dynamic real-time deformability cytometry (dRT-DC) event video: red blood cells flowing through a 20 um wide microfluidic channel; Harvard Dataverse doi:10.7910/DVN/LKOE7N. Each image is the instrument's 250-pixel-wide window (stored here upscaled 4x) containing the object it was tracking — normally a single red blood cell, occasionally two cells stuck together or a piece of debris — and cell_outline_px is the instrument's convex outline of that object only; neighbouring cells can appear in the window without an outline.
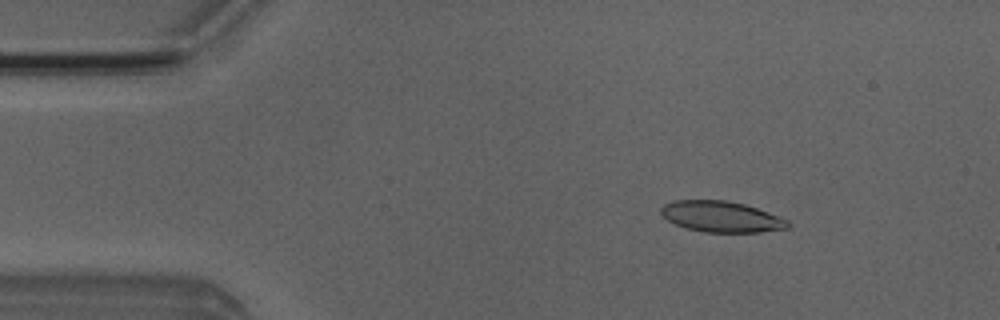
{"species": "Egyptian fruit bat (a non-hibernating species)", "species_latin": "Rousettus aegyptiacus", "temperature_condition": "room temperature", "stored_images_in_passage": 3, "camera_frame_rate_fps": 3000, "um_per_image_px": 0.085, "animal": {"sex": "male"}, "frame": {"image": 1, "passage_image": 2, "time_ms": 1.333, "image_size_px": [1000, 320], "cell_outline_px": [[792, 224], [788, 228], [760, 232], [704, 232], [684, 228], [668, 220], [660, 212], [660, 208], [664, 204], [672, 200], [728, 200], [744, 204], [780, 216], [788, 220]], "centroid_in_image_um": [61.32, 18.41], "position_along_channel_um": 23.7, "area_um2": 23.0}}